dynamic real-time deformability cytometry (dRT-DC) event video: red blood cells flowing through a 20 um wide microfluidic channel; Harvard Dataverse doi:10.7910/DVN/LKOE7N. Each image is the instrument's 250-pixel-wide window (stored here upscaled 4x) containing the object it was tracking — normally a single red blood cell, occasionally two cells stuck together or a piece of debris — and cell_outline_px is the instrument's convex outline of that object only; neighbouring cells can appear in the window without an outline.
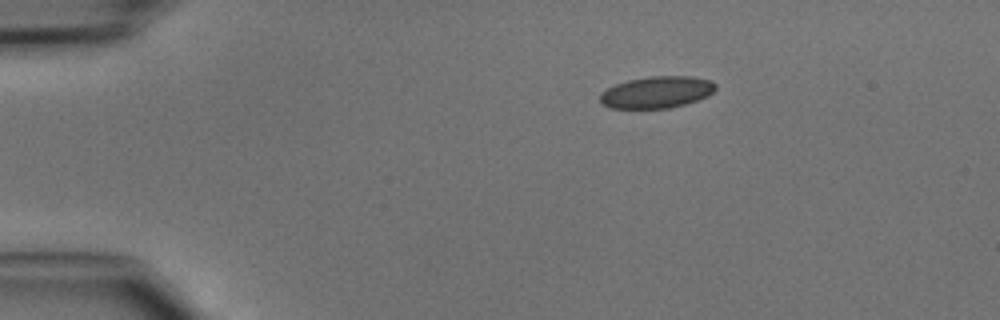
{"species": "common noctule bat (a hibernating species)", "species_latin": "Nyctalus noctula", "temperature_condition": "cold", "stored_images_in_passage": 40, "camera_frame_rate_fps": 3000, "um_per_image_px": 0.085, "animal": {"sex": "male", "body_mass_g": 15.6}, "frame": {"image": 1, "passage_image": 1, "time_ms": 0.0, "image_size_px": [1000, 320], "cell_outline_px": [[716, 88], [708, 96], [684, 104], [668, 108], [612, 108], [604, 104], [600, 100], [600, 96], [608, 88], [616, 84], [628, 80], [652, 76], [692, 76], [712, 80], [716, 84]], "centroid_in_image_um": [55.87, 7.82], "position_along_channel_um": 29.1, "area_um2": 21.15}}
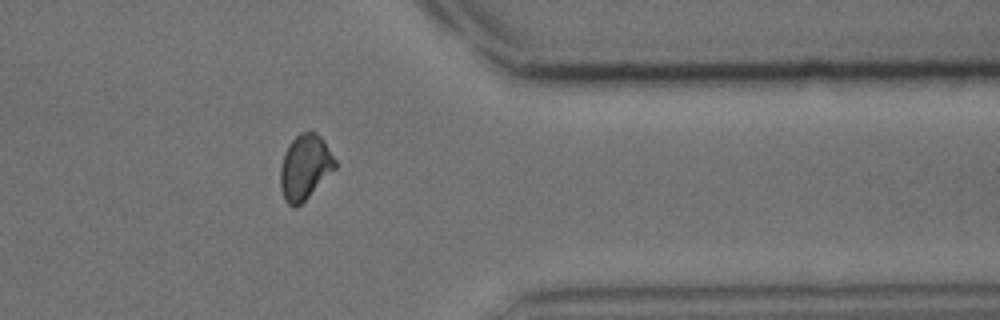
{"frame": {"image": 2, "passage_image": 31, "time_ms": 10.0, "image_size_px": [1000, 320], "cell_outline_px": [[336, 168], [296, 208], [292, 208], [284, 200], [280, 188], [280, 168], [284, 152], [288, 144], [300, 132], [316, 132], [324, 140], [336, 160]], "centroid_in_image_um": [25.9, 14.2], "position_along_channel_um": 385.5, "area_um2": 20.75}}
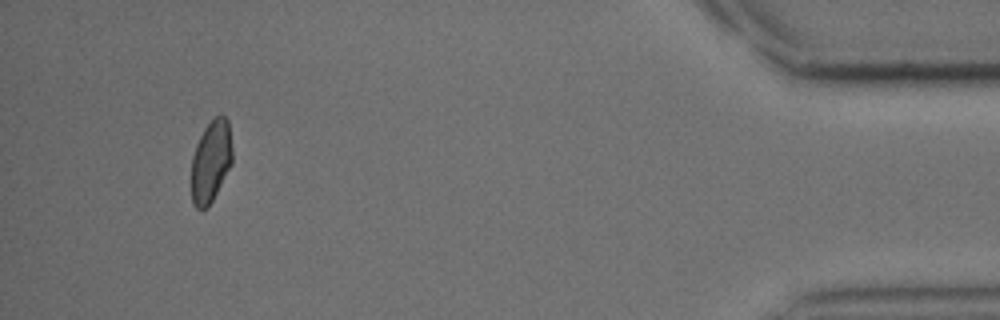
{"frame": {"image": 3, "passage_image": 37, "time_ms": 12.0, "image_size_px": [1000, 320], "cell_outline_px": [[232, 164], [208, 208], [196, 208], [192, 204], [192, 156], [196, 144], [204, 128], [216, 116], [224, 116], [228, 120], [232, 148]], "centroid_in_image_um": [17.93, 13.73], "position_along_channel_um": 417.3, "area_um2": 19.48}}